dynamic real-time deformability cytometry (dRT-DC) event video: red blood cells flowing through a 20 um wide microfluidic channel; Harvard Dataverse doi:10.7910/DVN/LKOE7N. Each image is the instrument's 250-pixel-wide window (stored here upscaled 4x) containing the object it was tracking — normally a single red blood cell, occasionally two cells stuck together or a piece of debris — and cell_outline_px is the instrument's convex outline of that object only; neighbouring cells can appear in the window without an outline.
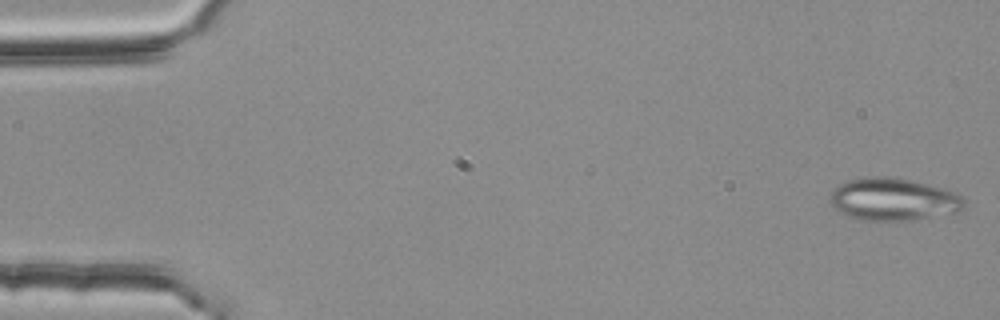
{"species": "common noctule bat (a hibernating species)", "species_latin": "Nyctalus noctula", "temperature_condition": "room temperature", "stored_images_in_passage": 55, "segment_of_instrument_passage": [1, 3], "camera_frame_rate_fps": 3000, "um_per_image_px": 0.085, "animal": {"sex": "female", "body_mass_g": 25.1}, "frame": {"image": 1, "passage_image": 1, "time_ms": 0.0, "image_size_px": [1000, 320], "cell_outline_px": [[964, 208], [960, 212], [912, 220], [864, 220], [848, 216], [836, 208], [832, 204], [828, 196], [840, 184], [848, 180], [868, 176], [892, 176], [912, 180], [928, 184], [956, 192], [964, 200]], "centroid_in_image_um": [75.96, 16.93], "position_along_channel_um": 9.0, "area_um2": 33.23}}